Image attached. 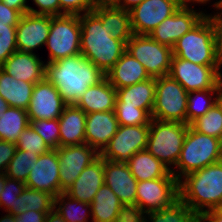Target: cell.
Listing matches in <instances>:
<instances>
[{
  "instance_id": "6da1fadb",
  "label": "cell",
  "mask_w": 222,
  "mask_h": 222,
  "mask_svg": "<svg viewBox=\"0 0 222 222\" xmlns=\"http://www.w3.org/2000/svg\"><path fill=\"white\" fill-rule=\"evenodd\" d=\"M105 77V73L81 54L46 63V78L68 105L75 104L89 86Z\"/></svg>"
},
{
  "instance_id": "7a4b0ae2",
  "label": "cell",
  "mask_w": 222,
  "mask_h": 222,
  "mask_svg": "<svg viewBox=\"0 0 222 222\" xmlns=\"http://www.w3.org/2000/svg\"><path fill=\"white\" fill-rule=\"evenodd\" d=\"M80 54L107 73L126 51V43L114 39L92 10L80 15Z\"/></svg>"
},
{
  "instance_id": "3957f363",
  "label": "cell",
  "mask_w": 222,
  "mask_h": 222,
  "mask_svg": "<svg viewBox=\"0 0 222 222\" xmlns=\"http://www.w3.org/2000/svg\"><path fill=\"white\" fill-rule=\"evenodd\" d=\"M179 198L199 216L222 208V161L182 177Z\"/></svg>"
},
{
  "instance_id": "277c9868",
  "label": "cell",
  "mask_w": 222,
  "mask_h": 222,
  "mask_svg": "<svg viewBox=\"0 0 222 222\" xmlns=\"http://www.w3.org/2000/svg\"><path fill=\"white\" fill-rule=\"evenodd\" d=\"M172 54L199 65L221 66L222 54L218 48L216 28L211 18L206 15L178 39L172 47Z\"/></svg>"
},
{
  "instance_id": "5b68a950",
  "label": "cell",
  "mask_w": 222,
  "mask_h": 222,
  "mask_svg": "<svg viewBox=\"0 0 222 222\" xmlns=\"http://www.w3.org/2000/svg\"><path fill=\"white\" fill-rule=\"evenodd\" d=\"M222 161V140L199 133L190 125L182 150L171 173L180 181L185 175Z\"/></svg>"
},
{
  "instance_id": "8992f818",
  "label": "cell",
  "mask_w": 222,
  "mask_h": 222,
  "mask_svg": "<svg viewBox=\"0 0 222 222\" xmlns=\"http://www.w3.org/2000/svg\"><path fill=\"white\" fill-rule=\"evenodd\" d=\"M188 126L181 122L152 119L149 125L146 150L170 170L174 169L182 150Z\"/></svg>"
},
{
  "instance_id": "52a82bcc",
  "label": "cell",
  "mask_w": 222,
  "mask_h": 222,
  "mask_svg": "<svg viewBox=\"0 0 222 222\" xmlns=\"http://www.w3.org/2000/svg\"><path fill=\"white\" fill-rule=\"evenodd\" d=\"M80 15L50 16V31L46 46L49 58L46 63L80 54Z\"/></svg>"
},
{
  "instance_id": "ba28073f",
  "label": "cell",
  "mask_w": 222,
  "mask_h": 222,
  "mask_svg": "<svg viewBox=\"0 0 222 222\" xmlns=\"http://www.w3.org/2000/svg\"><path fill=\"white\" fill-rule=\"evenodd\" d=\"M188 92L169 75L156 78L152 119L187 124Z\"/></svg>"
},
{
  "instance_id": "9c48e42d",
  "label": "cell",
  "mask_w": 222,
  "mask_h": 222,
  "mask_svg": "<svg viewBox=\"0 0 222 222\" xmlns=\"http://www.w3.org/2000/svg\"><path fill=\"white\" fill-rule=\"evenodd\" d=\"M126 51L145 67L150 77L169 74L172 48L158 43L149 35L133 34L126 43Z\"/></svg>"
},
{
  "instance_id": "30bf717a",
  "label": "cell",
  "mask_w": 222,
  "mask_h": 222,
  "mask_svg": "<svg viewBox=\"0 0 222 222\" xmlns=\"http://www.w3.org/2000/svg\"><path fill=\"white\" fill-rule=\"evenodd\" d=\"M179 199L177 178H157L143 180L136 187V215L161 210Z\"/></svg>"
},
{
  "instance_id": "8fae6325",
  "label": "cell",
  "mask_w": 222,
  "mask_h": 222,
  "mask_svg": "<svg viewBox=\"0 0 222 222\" xmlns=\"http://www.w3.org/2000/svg\"><path fill=\"white\" fill-rule=\"evenodd\" d=\"M221 66H207L172 56L169 76L179 82L187 92L219 89L222 81Z\"/></svg>"
},
{
  "instance_id": "7c38bea8",
  "label": "cell",
  "mask_w": 222,
  "mask_h": 222,
  "mask_svg": "<svg viewBox=\"0 0 222 222\" xmlns=\"http://www.w3.org/2000/svg\"><path fill=\"white\" fill-rule=\"evenodd\" d=\"M149 125H119L100 156L108 161L127 162L136 152L147 148Z\"/></svg>"
},
{
  "instance_id": "4fadbf2b",
  "label": "cell",
  "mask_w": 222,
  "mask_h": 222,
  "mask_svg": "<svg viewBox=\"0 0 222 222\" xmlns=\"http://www.w3.org/2000/svg\"><path fill=\"white\" fill-rule=\"evenodd\" d=\"M181 6L179 0H145L134 6L129 11L133 34L149 35Z\"/></svg>"
},
{
  "instance_id": "5bb4252c",
  "label": "cell",
  "mask_w": 222,
  "mask_h": 222,
  "mask_svg": "<svg viewBox=\"0 0 222 222\" xmlns=\"http://www.w3.org/2000/svg\"><path fill=\"white\" fill-rule=\"evenodd\" d=\"M59 174L61 193L65 192L78 178L85 167L100 157V153L86 143L70 146H59Z\"/></svg>"
},
{
  "instance_id": "9a60e30c",
  "label": "cell",
  "mask_w": 222,
  "mask_h": 222,
  "mask_svg": "<svg viewBox=\"0 0 222 222\" xmlns=\"http://www.w3.org/2000/svg\"><path fill=\"white\" fill-rule=\"evenodd\" d=\"M194 6H181L173 15L160 23L149 36L160 44L173 47L178 39L196 26L206 15Z\"/></svg>"
},
{
  "instance_id": "2e32d148",
  "label": "cell",
  "mask_w": 222,
  "mask_h": 222,
  "mask_svg": "<svg viewBox=\"0 0 222 222\" xmlns=\"http://www.w3.org/2000/svg\"><path fill=\"white\" fill-rule=\"evenodd\" d=\"M59 157L56 149L39 155L36 163L30 166L29 175L25 181L26 187L46 192L54 197L61 193Z\"/></svg>"
},
{
  "instance_id": "e0dca14e",
  "label": "cell",
  "mask_w": 222,
  "mask_h": 222,
  "mask_svg": "<svg viewBox=\"0 0 222 222\" xmlns=\"http://www.w3.org/2000/svg\"><path fill=\"white\" fill-rule=\"evenodd\" d=\"M137 183L126 162L104 159V184L109 186L132 215H136Z\"/></svg>"
},
{
  "instance_id": "ac0fdd59",
  "label": "cell",
  "mask_w": 222,
  "mask_h": 222,
  "mask_svg": "<svg viewBox=\"0 0 222 222\" xmlns=\"http://www.w3.org/2000/svg\"><path fill=\"white\" fill-rule=\"evenodd\" d=\"M67 105L59 90L45 78L34 86L27 109L29 121L59 118Z\"/></svg>"
},
{
  "instance_id": "d6986e66",
  "label": "cell",
  "mask_w": 222,
  "mask_h": 222,
  "mask_svg": "<svg viewBox=\"0 0 222 222\" xmlns=\"http://www.w3.org/2000/svg\"><path fill=\"white\" fill-rule=\"evenodd\" d=\"M49 31V15L23 14L16 26L17 50L35 53V49L46 45Z\"/></svg>"
},
{
  "instance_id": "ffe728a7",
  "label": "cell",
  "mask_w": 222,
  "mask_h": 222,
  "mask_svg": "<svg viewBox=\"0 0 222 222\" xmlns=\"http://www.w3.org/2000/svg\"><path fill=\"white\" fill-rule=\"evenodd\" d=\"M0 68L8 75L30 83H38L46 78V63L35 53L16 51Z\"/></svg>"
},
{
  "instance_id": "44dd1931",
  "label": "cell",
  "mask_w": 222,
  "mask_h": 222,
  "mask_svg": "<svg viewBox=\"0 0 222 222\" xmlns=\"http://www.w3.org/2000/svg\"><path fill=\"white\" fill-rule=\"evenodd\" d=\"M119 127L115 111L86 115L85 143L101 153Z\"/></svg>"
},
{
  "instance_id": "7402d4cb",
  "label": "cell",
  "mask_w": 222,
  "mask_h": 222,
  "mask_svg": "<svg viewBox=\"0 0 222 222\" xmlns=\"http://www.w3.org/2000/svg\"><path fill=\"white\" fill-rule=\"evenodd\" d=\"M104 184V159L100 156L85 167L65 193L81 202L91 203L100 187Z\"/></svg>"
},
{
  "instance_id": "603a6c76",
  "label": "cell",
  "mask_w": 222,
  "mask_h": 222,
  "mask_svg": "<svg viewBox=\"0 0 222 222\" xmlns=\"http://www.w3.org/2000/svg\"><path fill=\"white\" fill-rule=\"evenodd\" d=\"M90 204L92 222H123L131 214L106 184L100 187Z\"/></svg>"
},
{
  "instance_id": "cb8c5ba5",
  "label": "cell",
  "mask_w": 222,
  "mask_h": 222,
  "mask_svg": "<svg viewBox=\"0 0 222 222\" xmlns=\"http://www.w3.org/2000/svg\"><path fill=\"white\" fill-rule=\"evenodd\" d=\"M116 89L105 77L98 84L89 86L74 104L86 114L93 112L114 111Z\"/></svg>"
},
{
  "instance_id": "d4e9b609",
  "label": "cell",
  "mask_w": 222,
  "mask_h": 222,
  "mask_svg": "<svg viewBox=\"0 0 222 222\" xmlns=\"http://www.w3.org/2000/svg\"><path fill=\"white\" fill-rule=\"evenodd\" d=\"M105 76L115 89L125 88L151 78L145 67L127 51Z\"/></svg>"
},
{
  "instance_id": "484cf974",
  "label": "cell",
  "mask_w": 222,
  "mask_h": 222,
  "mask_svg": "<svg viewBox=\"0 0 222 222\" xmlns=\"http://www.w3.org/2000/svg\"><path fill=\"white\" fill-rule=\"evenodd\" d=\"M86 113L74 104L67 105L58 118L59 146L85 143Z\"/></svg>"
},
{
  "instance_id": "4316f807",
  "label": "cell",
  "mask_w": 222,
  "mask_h": 222,
  "mask_svg": "<svg viewBox=\"0 0 222 222\" xmlns=\"http://www.w3.org/2000/svg\"><path fill=\"white\" fill-rule=\"evenodd\" d=\"M126 163L138 182L157 178H176L166 165L146 149L136 152Z\"/></svg>"
},
{
  "instance_id": "83f0119b",
  "label": "cell",
  "mask_w": 222,
  "mask_h": 222,
  "mask_svg": "<svg viewBox=\"0 0 222 222\" xmlns=\"http://www.w3.org/2000/svg\"><path fill=\"white\" fill-rule=\"evenodd\" d=\"M155 91L156 78L151 77L131 86L116 89V103H124V106L146 109L152 113Z\"/></svg>"
},
{
  "instance_id": "f1b7e54d",
  "label": "cell",
  "mask_w": 222,
  "mask_h": 222,
  "mask_svg": "<svg viewBox=\"0 0 222 222\" xmlns=\"http://www.w3.org/2000/svg\"><path fill=\"white\" fill-rule=\"evenodd\" d=\"M93 11L100 17L108 33L114 39L122 40L125 43L132 37L131 20L129 10L115 6H101L93 8Z\"/></svg>"
},
{
  "instance_id": "f546056e",
  "label": "cell",
  "mask_w": 222,
  "mask_h": 222,
  "mask_svg": "<svg viewBox=\"0 0 222 222\" xmlns=\"http://www.w3.org/2000/svg\"><path fill=\"white\" fill-rule=\"evenodd\" d=\"M35 84L17 81L0 68V95L10 107L27 110L30 105Z\"/></svg>"
},
{
  "instance_id": "4dcf8cb0",
  "label": "cell",
  "mask_w": 222,
  "mask_h": 222,
  "mask_svg": "<svg viewBox=\"0 0 222 222\" xmlns=\"http://www.w3.org/2000/svg\"><path fill=\"white\" fill-rule=\"evenodd\" d=\"M141 217L145 222H200V216L180 198L169 207L144 213Z\"/></svg>"
},
{
  "instance_id": "1f68e13d",
  "label": "cell",
  "mask_w": 222,
  "mask_h": 222,
  "mask_svg": "<svg viewBox=\"0 0 222 222\" xmlns=\"http://www.w3.org/2000/svg\"><path fill=\"white\" fill-rule=\"evenodd\" d=\"M28 125L27 110L9 106L0 116V140L16 144Z\"/></svg>"
},
{
  "instance_id": "d6a6232c",
  "label": "cell",
  "mask_w": 222,
  "mask_h": 222,
  "mask_svg": "<svg viewBox=\"0 0 222 222\" xmlns=\"http://www.w3.org/2000/svg\"><path fill=\"white\" fill-rule=\"evenodd\" d=\"M54 209L63 217L65 222H88L89 218H92L90 203L73 199L65 192L54 198Z\"/></svg>"
},
{
  "instance_id": "836d02e7",
  "label": "cell",
  "mask_w": 222,
  "mask_h": 222,
  "mask_svg": "<svg viewBox=\"0 0 222 222\" xmlns=\"http://www.w3.org/2000/svg\"><path fill=\"white\" fill-rule=\"evenodd\" d=\"M54 196L25 187L22 194L17 197L16 215L29 210L48 213L54 209Z\"/></svg>"
},
{
  "instance_id": "e575fe53",
  "label": "cell",
  "mask_w": 222,
  "mask_h": 222,
  "mask_svg": "<svg viewBox=\"0 0 222 222\" xmlns=\"http://www.w3.org/2000/svg\"><path fill=\"white\" fill-rule=\"evenodd\" d=\"M218 89L197 90L188 92L187 98V125L198 117L205 115L216 103Z\"/></svg>"
},
{
  "instance_id": "d590c367",
  "label": "cell",
  "mask_w": 222,
  "mask_h": 222,
  "mask_svg": "<svg viewBox=\"0 0 222 222\" xmlns=\"http://www.w3.org/2000/svg\"><path fill=\"white\" fill-rule=\"evenodd\" d=\"M190 126L197 132L222 140V110L215 103L209 111L194 120Z\"/></svg>"
},
{
  "instance_id": "8d00e7d4",
  "label": "cell",
  "mask_w": 222,
  "mask_h": 222,
  "mask_svg": "<svg viewBox=\"0 0 222 222\" xmlns=\"http://www.w3.org/2000/svg\"><path fill=\"white\" fill-rule=\"evenodd\" d=\"M38 157L39 155L36 153L16 149L13 158L6 168L5 175L25 183L30 172L29 167L36 163Z\"/></svg>"
},
{
  "instance_id": "74e56055",
  "label": "cell",
  "mask_w": 222,
  "mask_h": 222,
  "mask_svg": "<svg viewBox=\"0 0 222 222\" xmlns=\"http://www.w3.org/2000/svg\"><path fill=\"white\" fill-rule=\"evenodd\" d=\"M115 115L119 125H150L151 113L146 109L135 106H124V103H115Z\"/></svg>"
},
{
  "instance_id": "f35d334b",
  "label": "cell",
  "mask_w": 222,
  "mask_h": 222,
  "mask_svg": "<svg viewBox=\"0 0 222 222\" xmlns=\"http://www.w3.org/2000/svg\"><path fill=\"white\" fill-rule=\"evenodd\" d=\"M29 125L42 137L48 147L51 149L59 147L60 132L58 118L33 120L29 121Z\"/></svg>"
},
{
  "instance_id": "ab89813d",
  "label": "cell",
  "mask_w": 222,
  "mask_h": 222,
  "mask_svg": "<svg viewBox=\"0 0 222 222\" xmlns=\"http://www.w3.org/2000/svg\"><path fill=\"white\" fill-rule=\"evenodd\" d=\"M26 184L22 181L11 179L7 177L3 186V191L0 193V209L3 208L5 212L16 215L17 197L20 196L25 189Z\"/></svg>"
},
{
  "instance_id": "60d3db41",
  "label": "cell",
  "mask_w": 222,
  "mask_h": 222,
  "mask_svg": "<svg viewBox=\"0 0 222 222\" xmlns=\"http://www.w3.org/2000/svg\"><path fill=\"white\" fill-rule=\"evenodd\" d=\"M16 146L19 150L28 151L29 153L33 152L38 155L47 153L51 150L42 137L35 132L30 125H28L20 134Z\"/></svg>"
},
{
  "instance_id": "b9f144b4",
  "label": "cell",
  "mask_w": 222,
  "mask_h": 222,
  "mask_svg": "<svg viewBox=\"0 0 222 222\" xmlns=\"http://www.w3.org/2000/svg\"><path fill=\"white\" fill-rule=\"evenodd\" d=\"M16 26L0 25V66L11 54L17 51Z\"/></svg>"
},
{
  "instance_id": "7bdbcfd3",
  "label": "cell",
  "mask_w": 222,
  "mask_h": 222,
  "mask_svg": "<svg viewBox=\"0 0 222 222\" xmlns=\"http://www.w3.org/2000/svg\"><path fill=\"white\" fill-rule=\"evenodd\" d=\"M60 15H82L92 11L91 0H59Z\"/></svg>"
},
{
  "instance_id": "ee69618b",
  "label": "cell",
  "mask_w": 222,
  "mask_h": 222,
  "mask_svg": "<svg viewBox=\"0 0 222 222\" xmlns=\"http://www.w3.org/2000/svg\"><path fill=\"white\" fill-rule=\"evenodd\" d=\"M39 10L29 6V13L34 15L59 16V0H33Z\"/></svg>"
},
{
  "instance_id": "f6af8a7d",
  "label": "cell",
  "mask_w": 222,
  "mask_h": 222,
  "mask_svg": "<svg viewBox=\"0 0 222 222\" xmlns=\"http://www.w3.org/2000/svg\"><path fill=\"white\" fill-rule=\"evenodd\" d=\"M16 149V144L0 140V173H5Z\"/></svg>"
},
{
  "instance_id": "bcb514c9",
  "label": "cell",
  "mask_w": 222,
  "mask_h": 222,
  "mask_svg": "<svg viewBox=\"0 0 222 222\" xmlns=\"http://www.w3.org/2000/svg\"><path fill=\"white\" fill-rule=\"evenodd\" d=\"M22 14L0 1V25H17Z\"/></svg>"
},
{
  "instance_id": "7dc6e473",
  "label": "cell",
  "mask_w": 222,
  "mask_h": 222,
  "mask_svg": "<svg viewBox=\"0 0 222 222\" xmlns=\"http://www.w3.org/2000/svg\"><path fill=\"white\" fill-rule=\"evenodd\" d=\"M214 9L219 12H214V14H207L213 21L216 28V37L220 53L222 54V3L217 4Z\"/></svg>"
},
{
  "instance_id": "c3c4849f",
  "label": "cell",
  "mask_w": 222,
  "mask_h": 222,
  "mask_svg": "<svg viewBox=\"0 0 222 222\" xmlns=\"http://www.w3.org/2000/svg\"><path fill=\"white\" fill-rule=\"evenodd\" d=\"M48 213L29 210L15 215V222H45Z\"/></svg>"
},
{
  "instance_id": "681fc988",
  "label": "cell",
  "mask_w": 222,
  "mask_h": 222,
  "mask_svg": "<svg viewBox=\"0 0 222 222\" xmlns=\"http://www.w3.org/2000/svg\"><path fill=\"white\" fill-rule=\"evenodd\" d=\"M9 8L18 10L22 15L29 13V6L27 0H0Z\"/></svg>"
},
{
  "instance_id": "f907efd6",
  "label": "cell",
  "mask_w": 222,
  "mask_h": 222,
  "mask_svg": "<svg viewBox=\"0 0 222 222\" xmlns=\"http://www.w3.org/2000/svg\"><path fill=\"white\" fill-rule=\"evenodd\" d=\"M200 222H222V208L203 213L200 216Z\"/></svg>"
},
{
  "instance_id": "816d5d0a",
  "label": "cell",
  "mask_w": 222,
  "mask_h": 222,
  "mask_svg": "<svg viewBox=\"0 0 222 222\" xmlns=\"http://www.w3.org/2000/svg\"><path fill=\"white\" fill-rule=\"evenodd\" d=\"M143 1L145 0H118L115 7L130 11L134 6L140 4Z\"/></svg>"
},
{
  "instance_id": "f5cc1de1",
  "label": "cell",
  "mask_w": 222,
  "mask_h": 222,
  "mask_svg": "<svg viewBox=\"0 0 222 222\" xmlns=\"http://www.w3.org/2000/svg\"><path fill=\"white\" fill-rule=\"evenodd\" d=\"M45 222H65V220L55 209H53L51 212H48Z\"/></svg>"
},
{
  "instance_id": "db71d44e",
  "label": "cell",
  "mask_w": 222,
  "mask_h": 222,
  "mask_svg": "<svg viewBox=\"0 0 222 222\" xmlns=\"http://www.w3.org/2000/svg\"><path fill=\"white\" fill-rule=\"evenodd\" d=\"M118 0H91L93 8L101 6H115Z\"/></svg>"
},
{
  "instance_id": "11a10c76",
  "label": "cell",
  "mask_w": 222,
  "mask_h": 222,
  "mask_svg": "<svg viewBox=\"0 0 222 222\" xmlns=\"http://www.w3.org/2000/svg\"><path fill=\"white\" fill-rule=\"evenodd\" d=\"M195 2V3H194ZM211 2V0H182V6H191L192 4H206ZM192 3V4H189Z\"/></svg>"
},
{
  "instance_id": "9f6ffc18",
  "label": "cell",
  "mask_w": 222,
  "mask_h": 222,
  "mask_svg": "<svg viewBox=\"0 0 222 222\" xmlns=\"http://www.w3.org/2000/svg\"><path fill=\"white\" fill-rule=\"evenodd\" d=\"M123 222H145V220L141 216L130 214Z\"/></svg>"
},
{
  "instance_id": "6f0895ef",
  "label": "cell",
  "mask_w": 222,
  "mask_h": 222,
  "mask_svg": "<svg viewBox=\"0 0 222 222\" xmlns=\"http://www.w3.org/2000/svg\"><path fill=\"white\" fill-rule=\"evenodd\" d=\"M216 103L219 105L220 109L222 110V81L219 83Z\"/></svg>"
},
{
  "instance_id": "680465c9",
  "label": "cell",
  "mask_w": 222,
  "mask_h": 222,
  "mask_svg": "<svg viewBox=\"0 0 222 222\" xmlns=\"http://www.w3.org/2000/svg\"><path fill=\"white\" fill-rule=\"evenodd\" d=\"M0 222H15V215H13L12 213L8 212L3 217L1 216Z\"/></svg>"
},
{
  "instance_id": "91938a15",
  "label": "cell",
  "mask_w": 222,
  "mask_h": 222,
  "mask_svg": "<svg viewBox=\"0 0 222 222\" xmlns=\"http://www.w3.org/2000/svg\"><path fill=\"white\" fill-rule=\"evenodd\" d=\"M9 107L7 101L0 95V116L2 115L3 112L7 110Z\"/></svg>"
},
{
  "instance_id": "94428289",
  "label": "cell",
  "mask_w": 222,
  "mask_h": 222,
  "mask_svg": "<svg viewBox=\"0 0 222 222\" xmlns=\"http://www.w3.org/2000/svg\"><path fill=\"white\" fill-rule=\"evenodd\" d=\"M7 176L5 173H0V193L3 191V186L6 182Z\"/></svg>"
},
{
  "instance_id": "6125c7cd",
  "label": "cell",
  "mask_w": 222,
  "mask_h": 222,
  "mask_svg": "<svg viewBox=\"0 0 222 222\" xmlns=\"http://www.w3.org/2000/svg\"><path fill=\"white\" fill-rule=\"evenodd\" d=\"M220 3H222V0H219V1L216 0V2L212 5L215 7L217 4H220Z\"/></svg>"
}]
</instances>
